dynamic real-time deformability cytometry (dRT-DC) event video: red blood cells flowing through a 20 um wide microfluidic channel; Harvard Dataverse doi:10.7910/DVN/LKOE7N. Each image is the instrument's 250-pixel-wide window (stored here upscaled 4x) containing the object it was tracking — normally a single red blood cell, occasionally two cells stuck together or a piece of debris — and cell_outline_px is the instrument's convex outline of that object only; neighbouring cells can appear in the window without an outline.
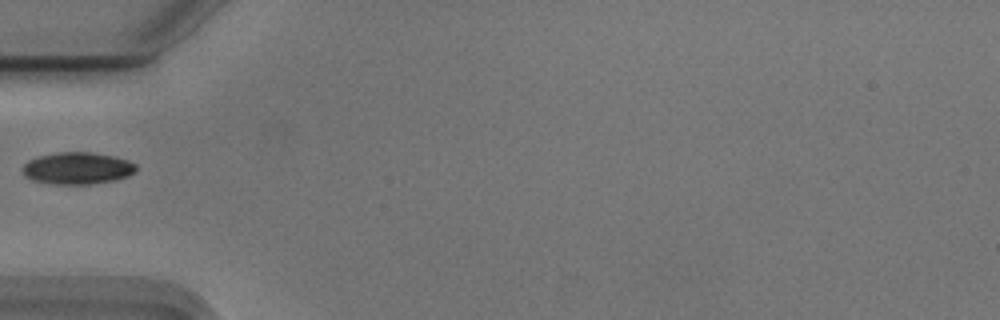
{"species": "Egyptian fruit bat (a non-hibernating species)", "species_latin": "Rousettus aegyptiacus", "temperature_condition": "cold", "stored_images_in_passage": 19, "camera_frame_rate_fps": 3000, "um_per_image_px": 0.085, "animal": {"sex": "male"}, "frame": {"image": 1, "passage_image": 1, "time_ms": 0.0, "image_size_px": [1000, 320], "cell_outline_px": [[136, 172], [128, 176], [116, 180], [92, 184], [56, 184], [36, 180], [24, 176], [24, 164], [28, 160], [36, 156], [60, 152], [92, 152], [116, 156], [128, 160], [136, 164]], "centroid_in_image_um": [6.63, 14.29], "position_along_channel_um": 78.4, "area_um2": 21.21}}
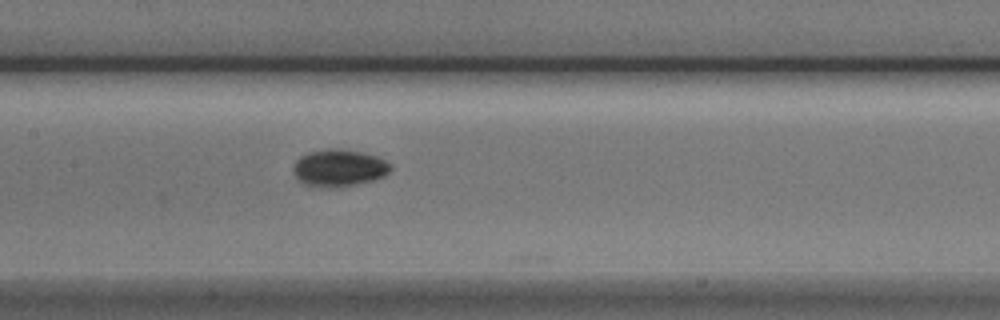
{"frame": {"image": 2, "passage_image": 9, "time_ms": 2.667, "image_size_px": [1000, 320], "cell_outline_px": [[392, 168], [384, 176], [372, 180], [352, 184], [304, 184], [296, 176], [292, 168], [296, 160], [300, 156], [308, 152], [328, 148], [336, 148], [360, 152], [376, 156], [392, 164]], "centroid_in_image_um": [28.83, 14.2], "position_along_channel_um": 178.6, "area_um2": 20.11}}
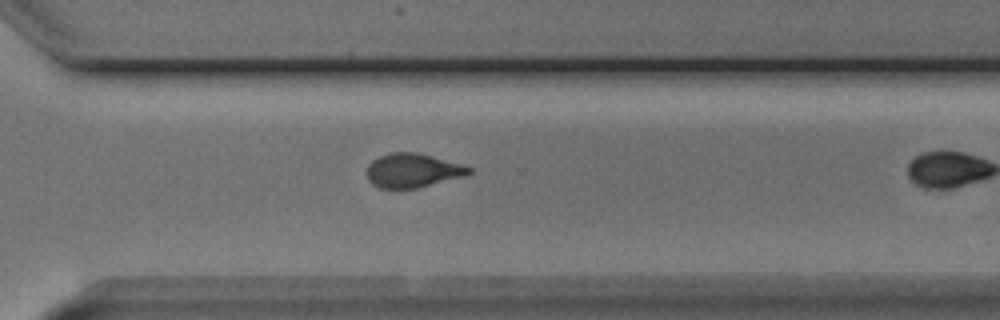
{"frame": {"image": 3, "passage_image": 18, "time_ms": 5.667, "image_size_px": [1000, 320], "cell_outline_px": [[472, 172], [464, 176], [416, 188], [380, 188], [372, 184], [368, 180], [368, 164], [372, 160], [388, 152], [416, 152], [460, 164], [472, 168]], "centroid_in_image_um": [35.05, 14.49], "position_along_channel_um": 335.6, "area_um2": 20.0}}